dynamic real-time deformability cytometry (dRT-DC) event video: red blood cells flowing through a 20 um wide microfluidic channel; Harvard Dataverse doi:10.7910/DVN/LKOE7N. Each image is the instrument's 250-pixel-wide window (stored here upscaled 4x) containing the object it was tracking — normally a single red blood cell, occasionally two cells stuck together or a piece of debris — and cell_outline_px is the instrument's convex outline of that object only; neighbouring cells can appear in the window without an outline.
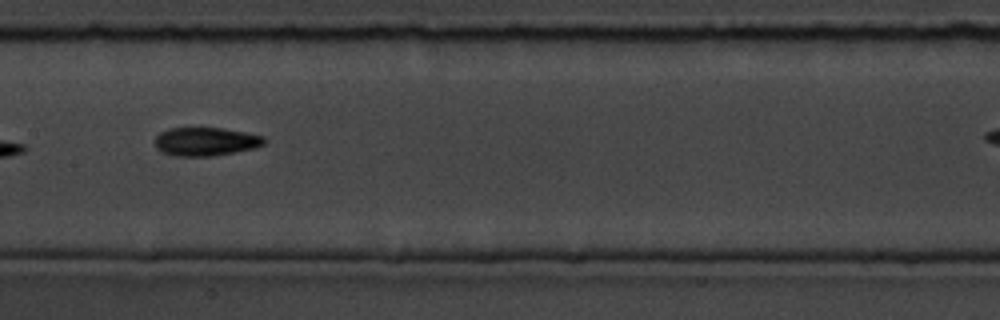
{"species": "common noctule bat (a hibernating species)", "species_latin": "Nyctalus noctula", "temperature_condition": "room temperature", "stored_images_in_passage": 12, "camera_frame_rate_fps": 3000, "um_per_image_px": 0.085, "animal": {"sex": "male", "body_mass_g": 19.5, "forearm_length_mm": 54.6}, "frame": {"image": 1, "passage_image": 9, "time_ms": 9.333, "image_size_px": [1000, 320], "cell_outline_px": [[264, 144], [256, 148], [212, 156], [176, 156], [160, 152], [156, 148], [156, 136], [160, 132], [168, 128], [224, 128], [264, 136]], "centroid_in_image_um": [17.47, 12.03], "position_along_channel_um": 189.9, "area_um2": 18.15}}